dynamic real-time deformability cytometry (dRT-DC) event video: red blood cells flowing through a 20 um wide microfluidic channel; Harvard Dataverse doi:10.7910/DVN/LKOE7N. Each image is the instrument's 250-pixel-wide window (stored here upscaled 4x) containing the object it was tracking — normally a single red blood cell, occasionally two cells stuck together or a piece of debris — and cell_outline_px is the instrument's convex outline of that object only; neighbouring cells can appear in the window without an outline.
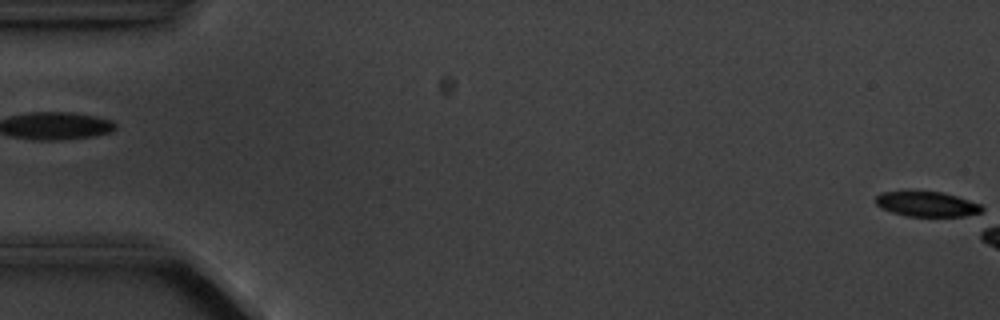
{"species": "common noctule bat (a hibernating species)", "species_latin": "Nyctalus noctula", "temperature_condition": "cold", "stored_images_in_passage": 5, "segment_of_instrument_passage": [2, 2], "camera_frame_rate_fps": 3000, "um_per_image_px": 0.085, "animal": {"sex": "male", "body_mass_g": 20.1, "forearm_length_mm": 53.5}, "frame": {"image": 1, "passage_image": 5, "time_ms": 5.333, "image_size_px": [1000, 320], "cell_outline_px": [[984, 208], [980, 216], [908, 216], [892, 212], [880, 208], [876, 204], [876, 196], [880, 192], [940, 192], [956, 196], [980, 204]], "centroid_in_image_um": [78.84, 17.37], "position_along_channel_um": 6.2, "area_um2": 15.49}}